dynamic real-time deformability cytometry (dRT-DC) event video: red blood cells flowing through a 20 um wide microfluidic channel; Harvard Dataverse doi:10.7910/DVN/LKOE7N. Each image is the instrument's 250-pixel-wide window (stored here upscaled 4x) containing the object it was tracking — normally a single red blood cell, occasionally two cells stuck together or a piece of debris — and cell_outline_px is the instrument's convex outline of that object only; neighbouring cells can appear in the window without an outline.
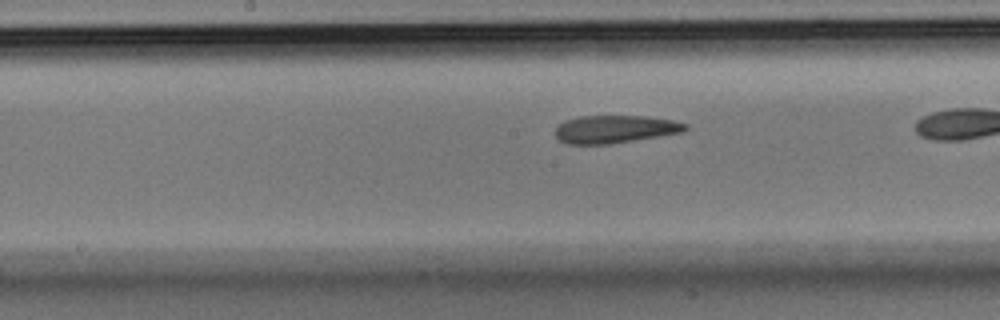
{"species": "Egyptian fruit bat (a non-hibernating species)", "species_latin": "Rousettus aegyptiacus", "temperature_condition": "room temperature", "stored_images_in_passage": 36, "camera_frame_rate_fps": 3000, "um_per_image_px": 0.085, "animal": {"sex": "male"}, "frame": {"image": 1, "passage_image": 21, "time_ms": 6.667, "image_size_px": [1000, 320], "cell_outline_px": [[688, 128], [684, 132], [608, 144], [568, 144], [560, 140], [556, 136], [556, 128], [560, 124], [568, 120], [580, 116], [648, 116], [672, 120], [688, 124]], "centroid_in_image_um": [52.31, 10.97], "position_along_channel_um": 195.9, "area_um2": 20.87}}